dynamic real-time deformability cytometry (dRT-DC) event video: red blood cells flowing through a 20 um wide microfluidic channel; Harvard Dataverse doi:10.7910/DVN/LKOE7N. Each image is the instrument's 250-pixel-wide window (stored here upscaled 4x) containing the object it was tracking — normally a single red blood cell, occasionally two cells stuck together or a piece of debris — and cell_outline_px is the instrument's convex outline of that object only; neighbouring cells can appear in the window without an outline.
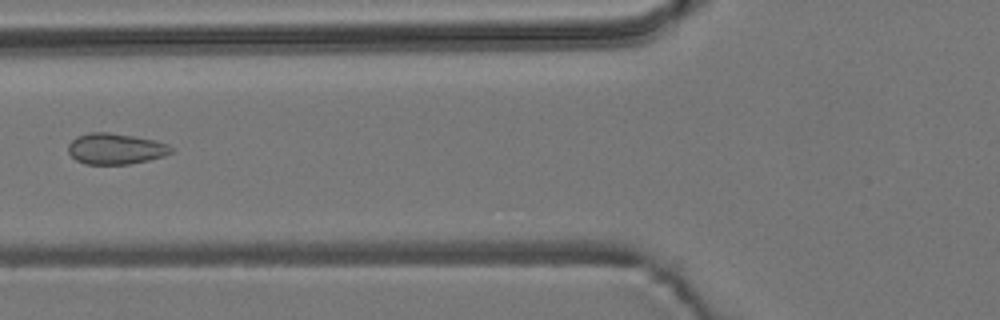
{"species": "common noctule bat (a hibernating species)", "species_latin": "Nyctalus noctula", "temperature_condition": "room temperature", "stored_images_in_passage": 2, "camera_frame_rate_fps": 3000, "um_per_image_px": 0.085, "animal": {"sex": "male", "body_mass_g": 19.2, "forearm_length_mm": 51.8}, "frame": {"image": 1, "passage_image": 2, "time_ms": 0.333, "image_size_px": [1000, 320], "cell_outline_px": [[172, 152], [164, 156], [148, 160], [128, 164], [84, 164], [76, 160], [68, 152], [68, 144], [76, 136], [88, 132], [108, 132], [136, 136], [156, 140], [168, 144], [172, 148]], "centroid_in_image_um": [9.81, 12.63], "position_along_channel_um": 116.0, "area_um2": 18.73}}